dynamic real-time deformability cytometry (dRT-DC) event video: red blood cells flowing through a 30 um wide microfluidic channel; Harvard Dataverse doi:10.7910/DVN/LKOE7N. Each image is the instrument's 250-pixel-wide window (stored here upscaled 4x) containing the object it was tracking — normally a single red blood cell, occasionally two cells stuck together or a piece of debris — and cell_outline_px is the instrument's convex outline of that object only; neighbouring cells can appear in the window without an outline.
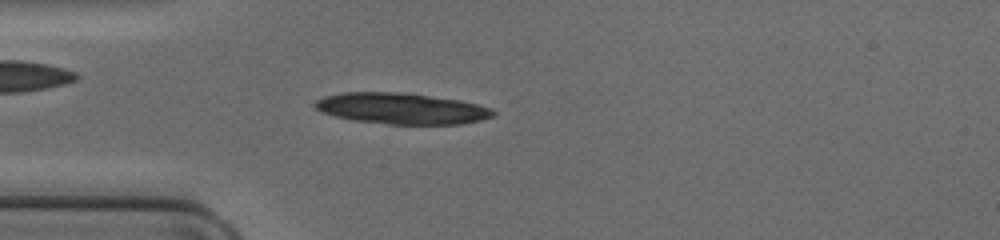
{"species": "common noctule bat (a hibernating species)", "species_latin": "Nyctalus noctula", "temperature_condition": "cold", "stored_images_in_passage": 40, "camera_frame_rate_fps": 3000, "um_per_image_px": 0.085, "animal": {"sex": "female", "body_mass_g": 17.0, "forearm_length_mm": 48.0}, "frame": {"image": 1, "passage_image": 6, "time_ms": 1.667, "image_size_px": [1000, 240], "cell_outline_px": [[496, 116], [480, 120], [460, 124], [388, 124], [356, 120], [336, 116], [320, 112], [312, 104], [316, 100], [324, 96], [344, 92], [400, 92], [460, 100], [492, 108], [496, 112]], "centroid_in_image_um": [34.13, 9.22], "position_along_channel_um": 50.9, "area_um2": 32.19}}